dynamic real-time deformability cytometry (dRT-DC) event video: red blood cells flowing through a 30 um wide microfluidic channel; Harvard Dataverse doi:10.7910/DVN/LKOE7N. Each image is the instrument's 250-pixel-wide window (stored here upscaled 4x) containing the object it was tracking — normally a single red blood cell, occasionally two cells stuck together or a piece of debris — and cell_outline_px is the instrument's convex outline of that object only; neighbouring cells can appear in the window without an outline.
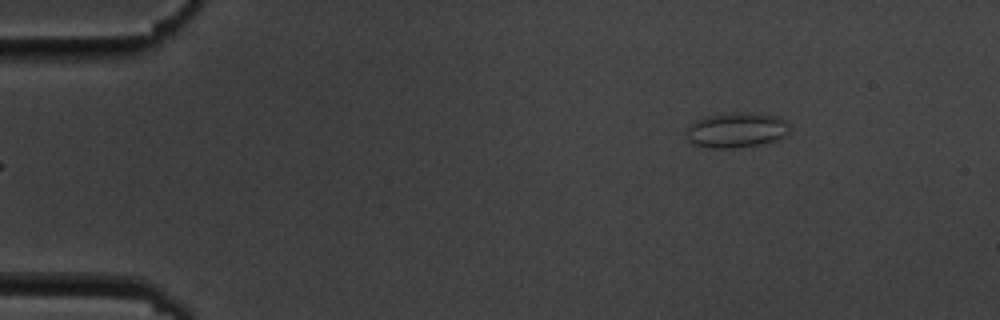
{"species": "common noctule bat (a hibernating species)", "species_latin": "Nyctalus noctula", "temperature_condition": "cold", "stored_images_in_passage": 5, "camera_frame_rate_fps": 3000, "um_per_image_px": 0.085, "animal": {"sex": "male", "body_mass_g": 19.5, "forearm_length_mm": 54.6}, "frame": {"image": 1, "passage_image": 5, "time_ms": 4.667, "image_size_px": [1000, 320], "cell_outline_px": [[792, 124], [788, 132], [784, 136], [760, 144], [732, 148], [712, 148], [692, 144], [688, 140], [688, 124], [704, 116], [732, 112], [744, 112], [776, 116]], "centroid_in_image_um": [62.58, 11.04], "position_along_channel_um": 22.4, "area_um2": 21.1}}